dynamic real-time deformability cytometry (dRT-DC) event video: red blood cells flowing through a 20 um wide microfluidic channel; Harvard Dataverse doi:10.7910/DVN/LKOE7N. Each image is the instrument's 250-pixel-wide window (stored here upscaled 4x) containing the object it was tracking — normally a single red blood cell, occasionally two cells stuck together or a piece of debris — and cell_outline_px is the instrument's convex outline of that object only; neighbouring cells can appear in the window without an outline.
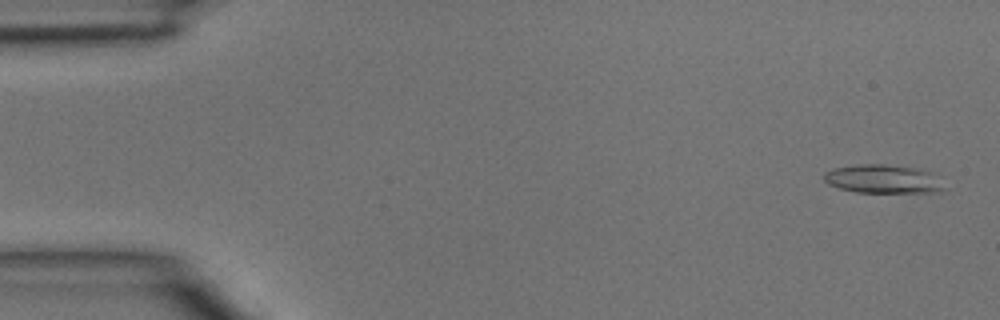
{"species": "common noctule bat (a hibernating species)", "species_latin": "Nyctalus noctula", "temperature_condition": "room temperature", "stored_images_in_passage": 4, "camera_frame_rate_fps": 3000, "um_per_image_px": 0.085, "animal": {"sex": "male", "body_mass_g": 15.6}, "frame": {"image": 1, "passage_image": 1, "time_ms": 0.0, "image_size_px": [1000, 320], "cell_outline_px": [[948, 188], [944, 192], [856, 192], [840, 188], [828, 184], [824, 180], [824, 172], [832, 168], [860, 164], [884, 164], [924, 168], [932, 172]], "centroid_in_image_um": [75.13, 15.2], "position_along_channel_um": 9.9, "area_um2": 20.46}}
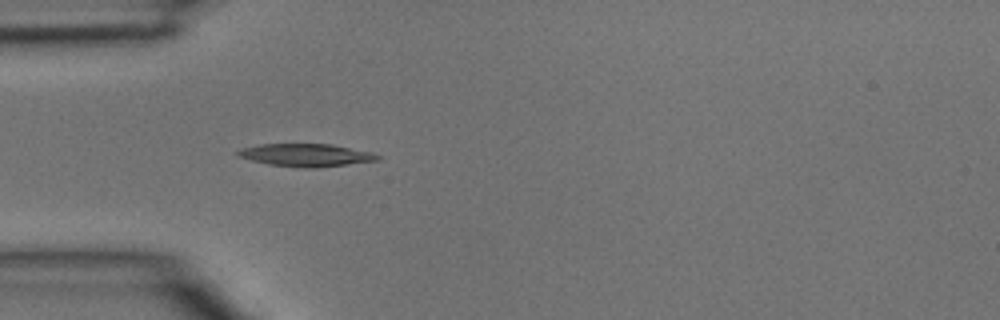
{"frame": {"image": 2, "passage_image": 4, "time_ms": 1.0, "image_size_px": [1000, 320], "cell_outline_px": [[380, 160], [316, 168], [304, 168], [268, 164], [236, 156], [236, 152], [244, 148], [260, 144], [332, 144], [372, 152], [380, 156]], "centroid_in_image_um": [26.04, 13.18], "position_along_channel_um": 59.0, "area_um2": 18.44}}